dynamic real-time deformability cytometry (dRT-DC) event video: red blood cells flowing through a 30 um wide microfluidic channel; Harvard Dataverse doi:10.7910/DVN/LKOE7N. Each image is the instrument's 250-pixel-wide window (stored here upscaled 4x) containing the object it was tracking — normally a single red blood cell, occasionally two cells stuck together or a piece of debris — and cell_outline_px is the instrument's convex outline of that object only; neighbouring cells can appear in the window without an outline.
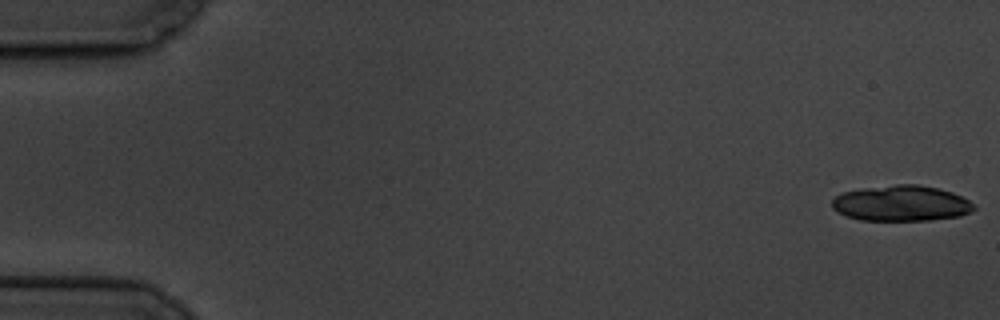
{"species": "common noctule bat (a hibernating species)", "species_latin": "Nyctalus noctula", "temperature_condition": "cold", "stored_images_in_passage": 6, "camera_frame_rate_fps": 3000, "um_per_image_px": 0.085, "animal": {"sex": "male", "body_mass_g": 19.5, "forearm_length_mm": 54.6}, "frame": {"image": 1, "passage_image": 1, "time_ms": 0.0, "image_size_px": [1000, 320], "cell_outline_px": [[976, 208], [972, 212], [960, 216], [928, 220], [860, 220], [848, 216], [832, 208], [832, 200], [836, 196], [844, 192], [864, 188], [896, 184], [916, 184], [936, 188], [952, 192], [976, 204]], "centroid_in_image_um": [76.65, 17.28], "position_along_channel_um": 8.4, "area_um2": 29.36}}